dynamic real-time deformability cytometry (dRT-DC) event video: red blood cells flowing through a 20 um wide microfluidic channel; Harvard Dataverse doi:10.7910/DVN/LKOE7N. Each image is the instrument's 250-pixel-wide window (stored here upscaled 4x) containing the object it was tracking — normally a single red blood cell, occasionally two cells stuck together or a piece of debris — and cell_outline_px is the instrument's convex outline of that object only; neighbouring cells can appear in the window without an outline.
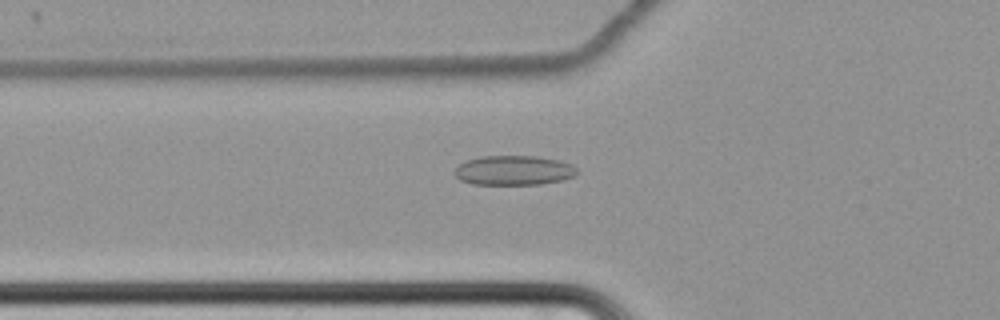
{"species": "common noctule bat (a hibernating species)", "species_latin": "Nyctalus noctula", "temperature_condition": "cold", "stored_images_in_passage": 63, "camera_frame_rate_fps": 3000, "um_per_image_px": 0.085, "animal": {"sex": "female", "body_mass_g": 22.7, "forearm_length_mm": 54.2}, "frame": {"image": 1, "passage_image": 25, "time_ms": 8.0, "image_size_px": [1000, 320], "cell_outline_px": [[576, 172], [572, 176], [564, 180], [540, 184], [472, 184], [460, 180], [456, 176], [456, 168], [460, 164], [468, 160], [480, 156], [536, 156], [560, 160], [572, 164], [576, 168]], "centroid_in_image_um": [43.69, 14.48], "position_along_channel_um": 82.1, "area_um2": 20.98}}
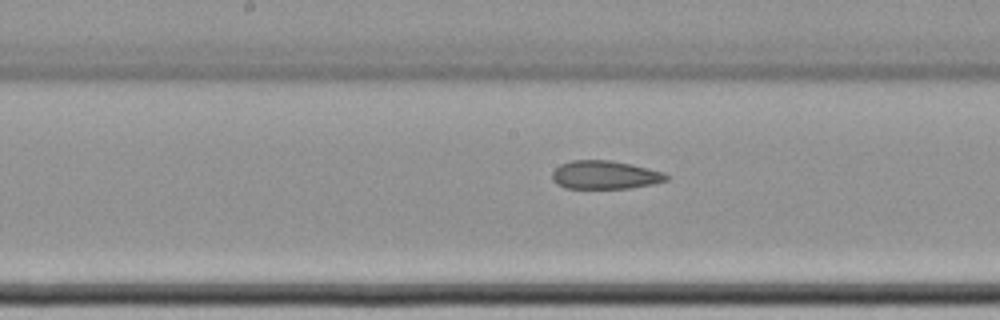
{"frame": {"image": 2, "passage_image": 35, "time_ms": 11.333, "image_size_px": [1000, 320], "cell_outline_px": [[668, 180], [652, 184], [628, 188], [564, 188], [556, 184], [552, 180], [552, 172], [560, 164], [572, 160], [608, 160], [632, 164], [664, 172], [668, 176]], "centroid_in_image_um": [51.4, 14.86], "position_along_channel_um": 196.8, "area_um2": 18.9}}
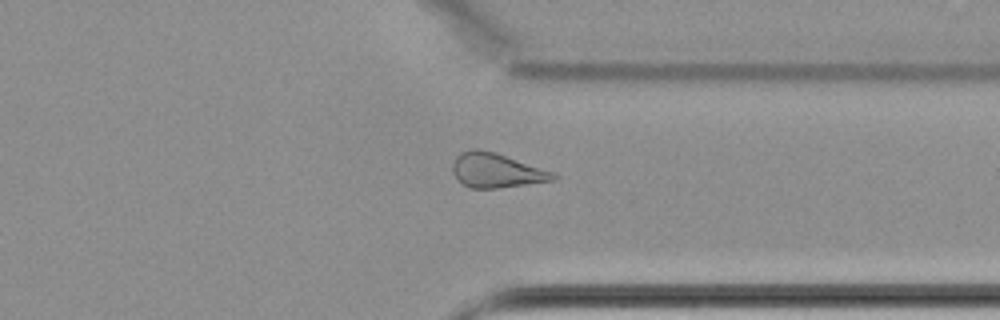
{"frame": {"image": 3, "passage_image": 50, "time_ms": 16.333, "image_size_px": [1000, 320], "cell_outline_px": [[560, 176], [552, 180], [496, 188], [468, 188], [452, 172], [452, 164], [456, 156], [460, 152], [472, 148], [476, 148], [496, 152], [556, 172]], "centroid_in_image_um": [42.2, 14.46], "position_along_channel_um": 369.2, "area_um2": 20.29}, "authors_computed_cell_mechanics": {"area_um2": 21.7328, "velocity_mm_per_s": 3.4409, "shape_relaxation_time_tau1_ms": null, "shape_relaxation_time_tau2_ms": 4.9872, "deformation_change_tau1": null, "deformation_change_tau2": 0.1181}}